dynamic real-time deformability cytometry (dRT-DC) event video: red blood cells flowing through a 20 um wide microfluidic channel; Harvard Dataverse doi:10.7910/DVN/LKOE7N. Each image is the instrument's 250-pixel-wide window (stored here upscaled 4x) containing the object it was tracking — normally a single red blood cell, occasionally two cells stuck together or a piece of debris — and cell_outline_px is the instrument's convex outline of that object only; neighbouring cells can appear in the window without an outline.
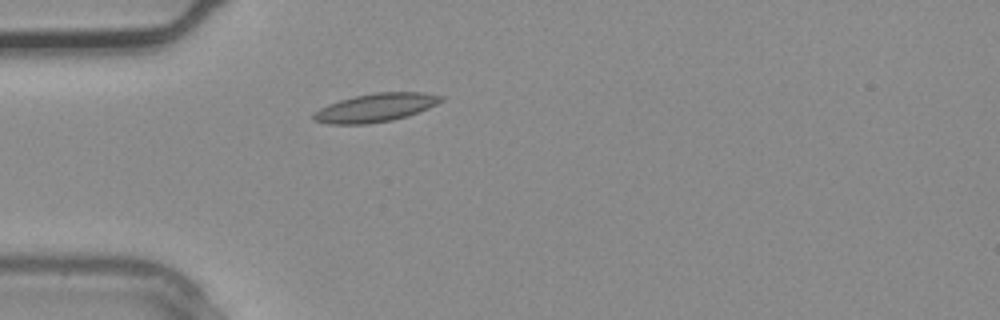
{"species": "common noctule bat (a hibernating species)", "species_latin": "Nyctalus noctula", "temperature_condition": "warm", "stored_images_in_passage": 3, "camera_frame_rate_fps": 3000, "um_per_image_px": 0.085, "animal": {"sex": "male", "body_mass_g": 20.4}, "frame": {"image": 1, "passage_image": 2, "time_ms": 0.333, "image_size_px": [1000, 320], "cell_outline_px": [[444, 100], [428, 108], [408, 116], [392, 120], [368, 124], [328, 124], [312, 120], [312, 112], [328, 104], [340, 100], [356, 96], [376, 92], [424, 92], [444, 96]], "centroid_in_image_um": [31.91, 9.15], "position_along_channel_um": 53.1, "area_um2": 21.21}}